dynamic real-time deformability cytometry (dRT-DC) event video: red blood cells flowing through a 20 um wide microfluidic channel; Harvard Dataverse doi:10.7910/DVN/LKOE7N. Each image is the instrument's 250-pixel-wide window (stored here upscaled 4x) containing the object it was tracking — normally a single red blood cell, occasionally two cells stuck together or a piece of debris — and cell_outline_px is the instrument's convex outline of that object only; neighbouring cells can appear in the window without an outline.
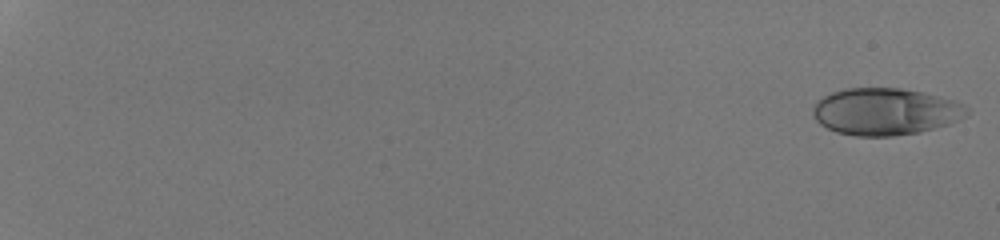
{"species": "human", "species_latin": "Homo sapiens", "temperature_condition": "room temperature", "stored_images_in_passage": 53, "camera_frame_rate_fps": 3000, "um_per_image_px": 0.085, "donor": {"sex": "male"}, "frame": {"image": 1, "passage_image": 1, "time_ms": 0.0, "image_size_px": [1000, 240], "cell_outline_px": [[968, 116], [948, 124], [920, 132], [892, 136], [856, 136], [836, 132], [820, 124], [812, 116], [812, 108], [816, 100], [832, 92], [844, 88], [900, 88], [920, 92], [956, 100], [964, 104], [968, 108]], "centroid_in_image_um": [75.24, 9.48], "position_along_channel_um": 9.8, "area_um2": 42.37}}
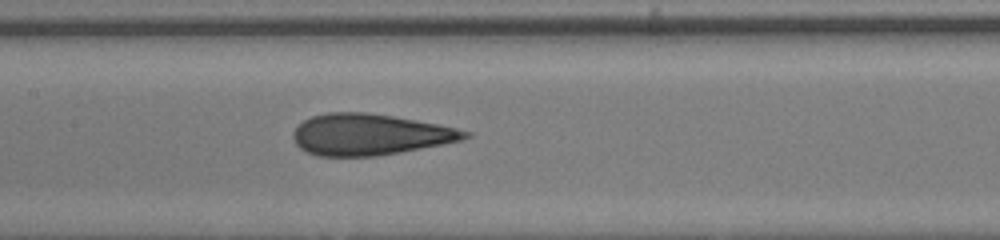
{"frame": {"image": 2, "passage_image": 31, "time_ms": 10.0, "image_size_px": [1000, 240], "cell_outline_px": [[472, 136], [460, 140], [400, 152], [376, 156], [316, 156], [300, 148], [296, 144], [292, 136], [292, 132], [304, 120], [312, 116], [328, 112], [364, 112], [392, 116], [436, 124], [456, 128], [472, 132]], "centroid_in_image_um": [31.4, 11.43], "position_along_channel_um": 176.0, "area_um2": 40.92}}
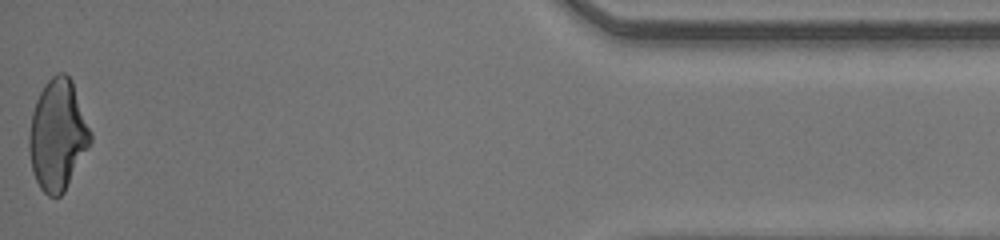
{"frame": {"image": 3, "passage_image": 53, "time_ms": 17.333, "image_size_px": [1000, 240], "cell_outline_px": [[92, 140], [88, 148], [64, 192], [60, 196], [48, 196], [40, 188], [32, 172], [28, 152], [28, 136], [32, 112], [36, 100], [44, 84], [52, 76], [60, 72], [64, 72], [72, 80], [92, 132]], "centroid_in_image_um": [4.89, 11.47], "position_along_channel_um": 430.3, "area_um2": 39.77}, "authors_computed_cell_mechanics": {"area_um2": 41.038, "velocity_mm_per_s": 4.2892, "shape_relaxation_time_tau1_ms": 7.4607, "shape_relaxation_time_tau2_ms": null, "deformation_change_tau1": 0.2267, "deformation_change_tau2": null}}